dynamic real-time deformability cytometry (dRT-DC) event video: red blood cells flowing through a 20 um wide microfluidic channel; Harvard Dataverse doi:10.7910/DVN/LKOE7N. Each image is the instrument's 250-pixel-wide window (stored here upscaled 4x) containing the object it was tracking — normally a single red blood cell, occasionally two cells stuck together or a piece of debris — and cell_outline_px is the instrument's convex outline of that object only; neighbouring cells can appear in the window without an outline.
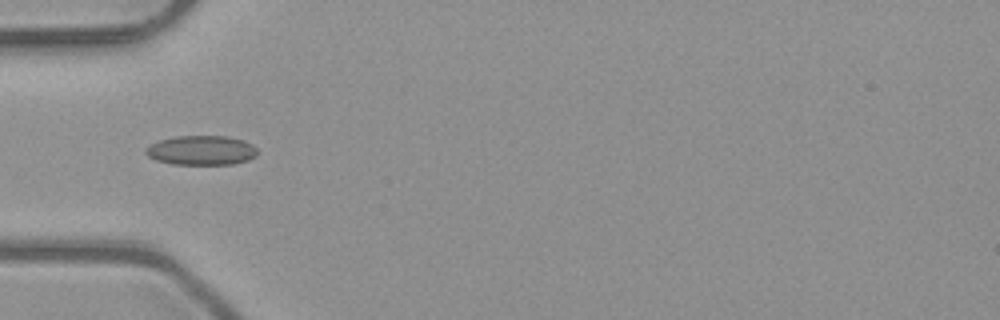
{"species": "common noctule bat (a hibernating species)", "species_latin": "Nyctalus noctula", "temperature_condition": "room temperature", "stored_images_in_passage": 4, "camera_frame_rate_fps": 3000, "um_per_image_px": 0.085, "animal": {"sex": "male", "body_mass_g": 23.1, "forearm_length_mm": 52.7}, "frame": {"image": 1, "passage_image": 4, "time_ms": 1.0, "image_size_px": [1000, 320], "cell_outline_px": [[256, 156], [248, 160], [232, 164], [172, 164], [156, 160], [148, 156], [144, 152], [144, 148], [160, 140], [176, 136], [228, 136], [244, 140], [252, 144], [256, 148]], "centroid_in_image_um": [17.11, 12.77], "position_along_channel_um": 67.9, "area_um2": 19.19}}